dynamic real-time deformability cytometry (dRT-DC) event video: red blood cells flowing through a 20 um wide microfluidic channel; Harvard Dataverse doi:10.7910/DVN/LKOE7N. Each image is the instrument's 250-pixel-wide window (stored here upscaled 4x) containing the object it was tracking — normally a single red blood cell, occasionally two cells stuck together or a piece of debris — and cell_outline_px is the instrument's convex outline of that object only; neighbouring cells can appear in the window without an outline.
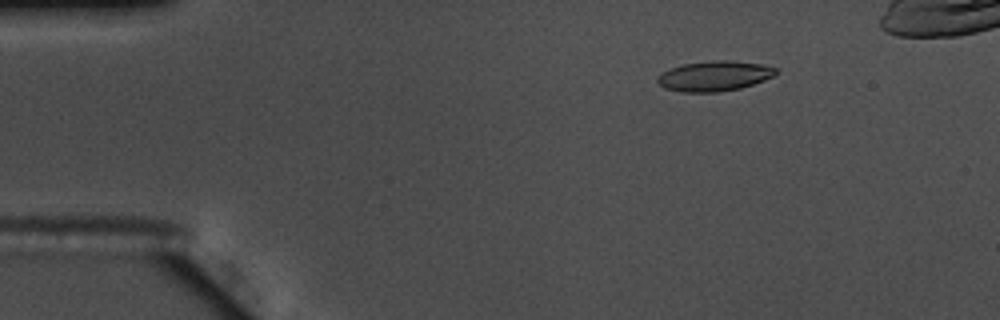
{"species": "common noctule bat (a hibernating species)", "species_latin": "Nyctalus noctula", "temperature_condition": "warm", "stored_images_in_passage": 7, "camera_frame_rate_fps": 3000, "um_per_image_px": 0.085, "animal": {"sex": "male", "body_mass_g": 17.5, "forearm_length_mm": 52.3}, "frame": {"image": 1, "passage_image": 1, "time_ms": 0.0, "image_size_px": [1000, 320], "cell_outline_px": [[776, 72], [772, 76], [764, 80], [740, 88], [716, 92], [684, 92], [664, 88], [656, 80], [664, 72], [672, 68], [684, 64], [712, 60], [724, 60], [760, 64], [776, 68]], "centroid_in_image_um": [60.71, 6.46], "position_along_channel_um": 24.3, "area_um2": 20.29}}
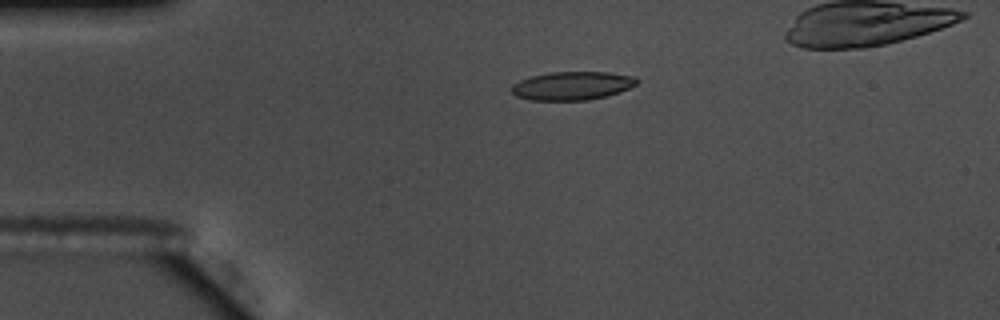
{"frame": {"image": 2, "passage_image": 5, "time_ms": 1.333, "image_size_px": [1000, 320], "cell_outline_px": [[216, 288], [212, 288], [120, 252], [124, 248], [172, 248], [196, 260], [216, 284]], "centroid_in_image_um": [14.67, 22.37], "position_along_channel_um": 70.3, "area_um2": 11.21}}